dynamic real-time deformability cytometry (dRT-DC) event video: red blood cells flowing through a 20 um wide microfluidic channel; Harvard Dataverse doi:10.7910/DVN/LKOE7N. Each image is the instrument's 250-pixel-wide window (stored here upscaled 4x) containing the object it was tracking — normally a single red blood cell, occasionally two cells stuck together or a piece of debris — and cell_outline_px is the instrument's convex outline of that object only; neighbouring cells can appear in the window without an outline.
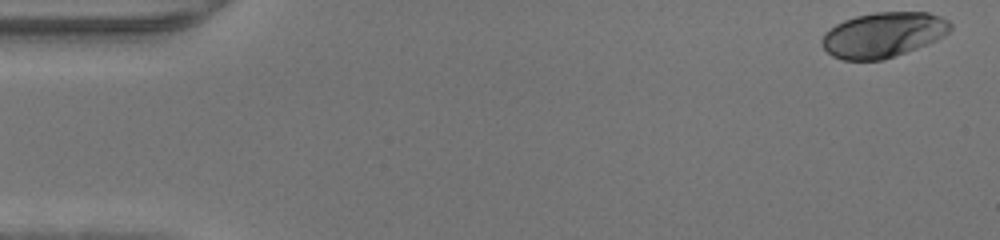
{"species": "human", "species_latin": "Homo sapiens", "temperature_condition": "warm", "stored_images_in_passage": 46, "camera_frame_rate_fps": 3000, "um_per_image_px": 0.085, "donor": {"sex": "male"}, "frame": {"image": 1, "passage_image": 1, "time_ms": 0.0, "image_size_px": [1000, 240], "cell_outline_px": [[952, 28], [944, 36], [936, 40], [916, 48], [884, 60], [844, 60], [832, 56], [820, 44], [820, 40], [824, 32], [836, 24], [844, 20], [856, 16], [876, 12], [928, 12], [940, 16], [948, 20], [952, 24]], "centroid_in_image_um": [75.06, 2.96], "position_along_channel_um": 9.9, "area_um2": 33.87}}
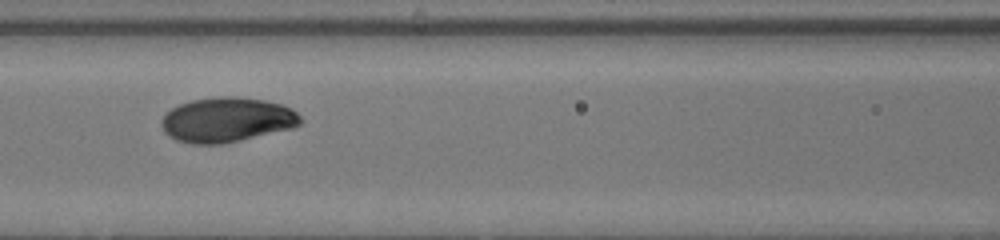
{"frame": {"image": 2, "passage_image": 20, "time_ms": 6.333, "image_size_px": [1000, 240], "cell_outline_px": [[300, 124], [292, 128], [224, 144], [192, 144], [176, 140], [168, 136], [164, 132], [160, 124], [160, 120], [172, 108], [180, 104], [192, 100], [224, 96], [232, 96], [264, 100], [280, 104], [292, 108], [300, 116]], "centroid_in_image_um": [19.26, 10.19], "position_along_channel_um": 147.3, "area_um2": 36.18}}
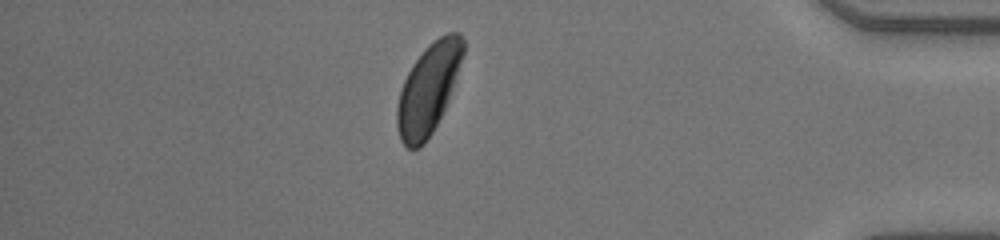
{"frame": {"image": 3, "passage_image": 40, "time_ms": 13.0, "image_size_px": [1000, 240], "cell_outline_px": [[464, 52], [444, 108], [432, 132], [424, 144], [420, 148], [408, 148], [400, 140], [396, 128], [396, 108], [400, 92], [404, 80], [412, 64], [428, 44], [440, 36], [448, 32], [460, 32], [464, 40]], "centroid_in_image_um": [36.37, 7.55], "position_along_channel_um": 398.8, "area_um2": 34.16}}